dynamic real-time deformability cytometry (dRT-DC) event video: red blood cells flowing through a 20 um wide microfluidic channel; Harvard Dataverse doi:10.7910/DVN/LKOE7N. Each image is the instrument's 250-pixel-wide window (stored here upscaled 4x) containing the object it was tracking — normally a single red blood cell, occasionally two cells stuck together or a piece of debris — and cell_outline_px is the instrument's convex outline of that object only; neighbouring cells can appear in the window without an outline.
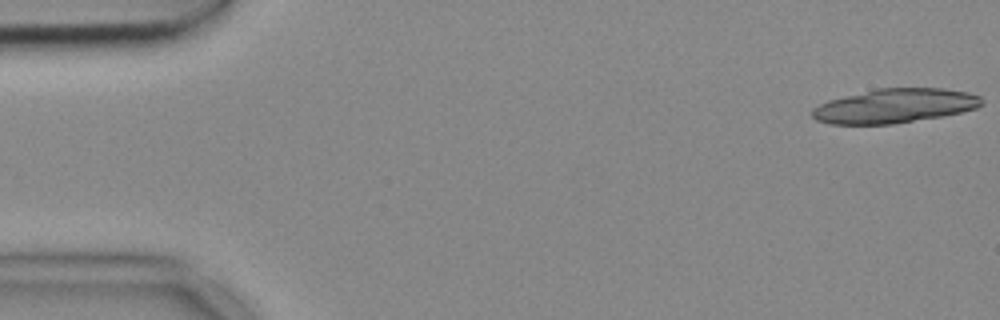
{"species": "common noctule bat (a hibernating species)", "species_latin": "Nyctalus noctula", "temperature_condition": "cold", "stored_images_in_passage": 21, "camera_frame_rate_fps": 3000, "um_per_image_px": 0.085, "animal": {"sex": "female", "body_mass_g": 18.4}, "frame": {"image": 1, "passage_image": 1, "time_ms": 0.0, "image_size_px": [1000, 320], "cell_outline_px": [[984, 104], [976, 108], [944, 116], [892, 124], [828, 124], [816, 120], [812, 116], [812, 108], [828, 100], [876, 88], [944, 88], [968, 92], [980, 96], [984, 100]], "centroid_in_image_um": [76.07, 9.0], "position_along_channel_um": 8.9, "area_um2": 33.99}}